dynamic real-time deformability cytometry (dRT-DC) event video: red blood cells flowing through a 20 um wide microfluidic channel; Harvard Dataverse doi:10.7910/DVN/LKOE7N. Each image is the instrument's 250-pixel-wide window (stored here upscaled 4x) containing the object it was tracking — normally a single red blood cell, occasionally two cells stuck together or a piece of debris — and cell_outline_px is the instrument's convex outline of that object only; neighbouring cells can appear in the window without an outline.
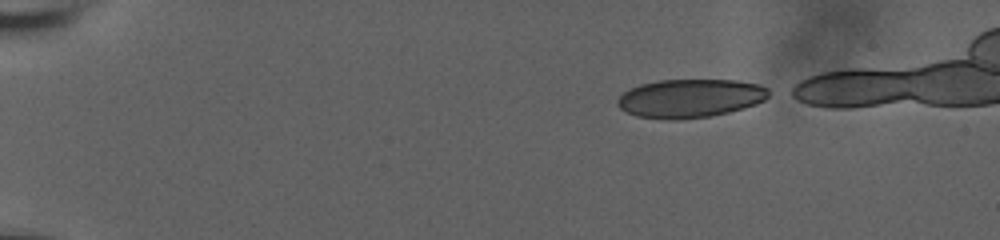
{"species": "human", "species_latin": "Homo sapiens", "temperature_condition": "room temperature", "stored_images_in_passage": 21, "camera_frame_rate_fps": 3000, "um_per_image_px": 0.085, "donor": {"sex": "male"}, "frame": {"image": 1, "passage_image": 1, "time_ms": 0.0, "image_size_px": [1000, 240], "cell_outline_px": [[768, 96], [764, 100], [756, 104], [744, 108], [728, 112], [708, 116], [676, 120], [672, 120], [636, 116], [624, 112], [616, 104], [616, 100], [628, 88], [640, 84], [660, 80], [736, 80], [760, 84], [768, 88]], "centroid_in_image_um": [58.63, 8.35], "position_along_channel_um": 26.4, "area_um2": 34.1}}
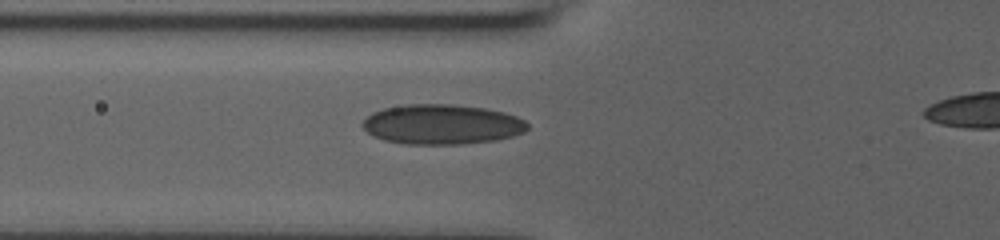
{"frame": {"image": 2, "passage_image": 14, "time_ms": 4.333, "image_size_px": [1000, 240], "cell_outline_px": [[528, 128], [524, 132], [512, 136], [496, 140], [460, 144], [404, 144], [384, 140], [372, 136], [360, 124], [372, 112], [384, 108], [404, 104], [452, 104], [484, 108], [504, 112], [516, 116], [524, 120], [528, 124]], "centroid_in_image_um": [37.54, 10.57], "position_along_channel_um": 88.3, "area_um2": 38.49}}
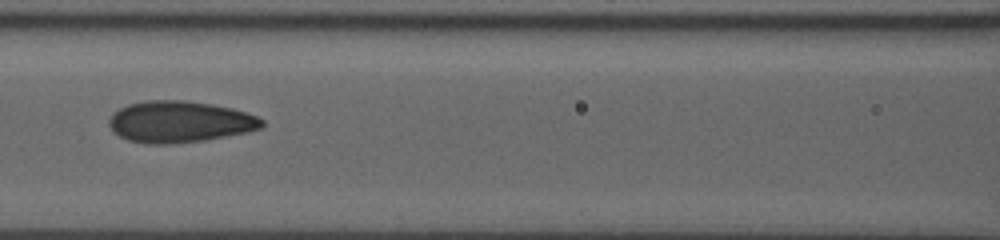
{"frame": {"image": 3, "passage_image": 19, "time_ms": 6.0, "image_size_px": [1000, 240], "cell_outline_px": [[264, 128], [248, 132], [204, 140], [168, 144], [148, 144], [128, 140], [112, 132], [108, 124], [108, 120], [112, 112], [128, 104], [148, 100], [184, 100], [212, 104], [232, 108], [256, 116], [264, 120]], "centroid_in_image_um": [15.25, 10.35], "position_along_channel_um": 151.3, "area_um2": 37.17}}